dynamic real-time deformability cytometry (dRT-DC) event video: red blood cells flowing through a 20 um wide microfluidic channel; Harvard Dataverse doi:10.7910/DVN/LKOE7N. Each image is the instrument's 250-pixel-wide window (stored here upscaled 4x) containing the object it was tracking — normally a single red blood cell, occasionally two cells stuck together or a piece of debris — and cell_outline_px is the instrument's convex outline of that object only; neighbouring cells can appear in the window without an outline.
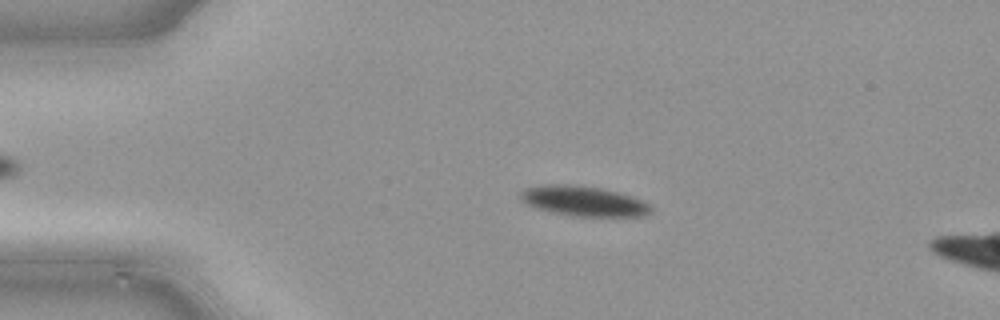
{"species": "common noctule bat (a hibernating species)", "species_latin": "Nyctalus noctula", "temperature_condition": "cold", "stored_images_in_passage": 49, "camera_frame_rate_fps": 3000, "um_per_image_px": 0.085, "animal": {"sex": "male", "body_mass_g": 21.5, "forearm_length_mm": 52.0}, "frame": {"image": 1, "passage_image": 11, "time_ms": 3.333, "image_size_px": [1000, 320], "cell_outline_px": [[652, 212], [644, 216], [572, 216], [548, 212], [536, 208], [520, 200], [516, 196], [524, 188], [544, 184], [568, 184], [600, 188], [620, 192], [640, 200], [648, 204], [652, 208]], "centroid_in_image_um": [49.53, 17.09], "position_along_channel_um": 35.5, "area_um2": 23.06}}
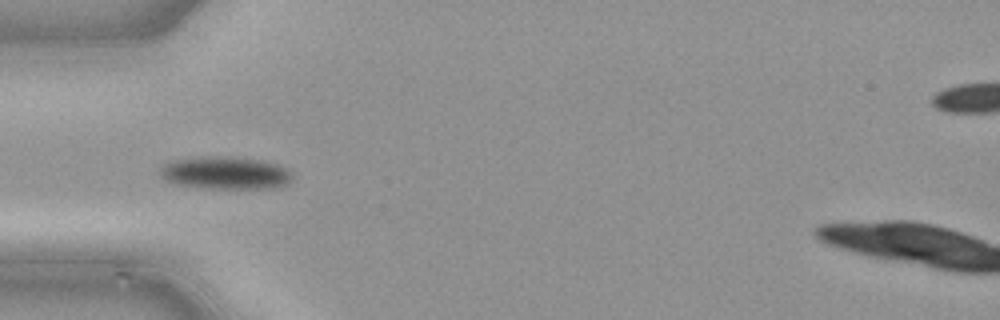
{"frame": {"image": 2, "passage_image": 16, "time_ms": 5.0, "image_size_px": [1000, 320], "cell_outline_px": [[292, 176], [288, 184], [272, 188], [208, 188], [176, 184], [160, 176], [160, 168], [164, 164], [176, 160], [208, 156], [260, 160], [276, 164], [284, 168]], "centroid_in_image_um": [19.14, 14.71], "position_along_channel_um": 65.9, "area_um2": 24.45}}
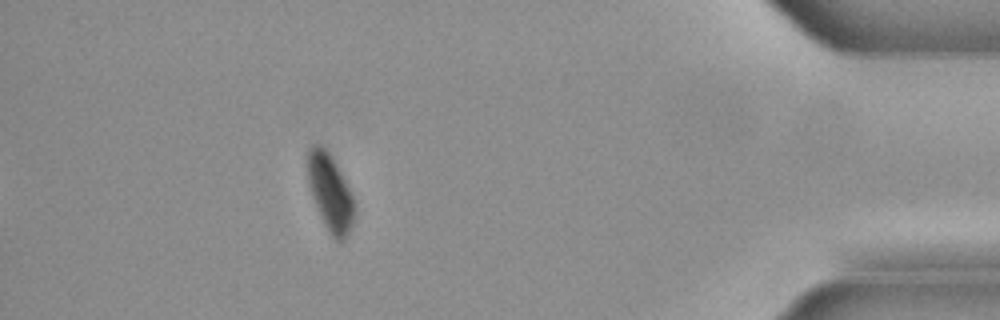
{"frame": {"image": 3, "passage_image": 44, "time_ms": 14.333, "image_size_px": [1000, 320], "cell_outline_px": [[356, 216], [352, 228], [344, 240], [340, 244], [328, 232], [320, 216], [312, 196], [308, 184], [308, 148], [312, 144], [320, 144], [328, 152], [340, 172], [352, 196], [356, 208]], "centroid_in_image_um": [28.08, 16.44], "position_along_channel_um": 407.1, "area_um2": 20.98}}